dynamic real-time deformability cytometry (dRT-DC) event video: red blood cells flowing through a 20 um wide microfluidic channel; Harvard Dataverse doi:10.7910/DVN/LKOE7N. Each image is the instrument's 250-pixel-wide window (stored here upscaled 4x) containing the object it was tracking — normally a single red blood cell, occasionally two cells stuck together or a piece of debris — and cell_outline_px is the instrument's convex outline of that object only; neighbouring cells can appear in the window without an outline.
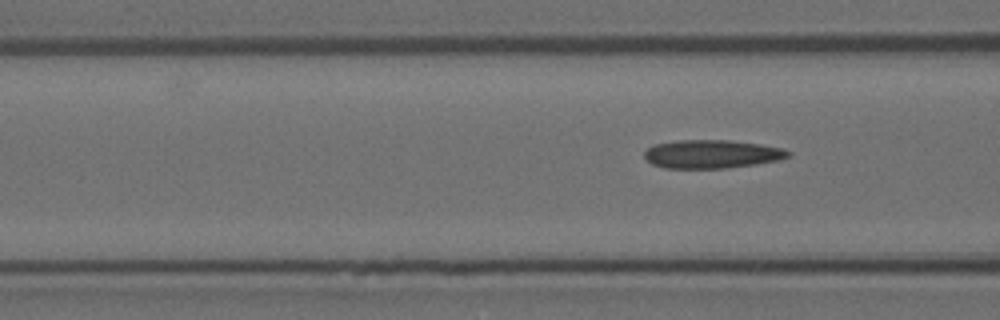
{"species": "Egyptian fruit bat (a non-hibernating species)", "species_latin": "Rousettus aegyptiacus", "temperature_condition": "room temperature", "stored_images_in_passage": 4, "segment_of_instrument_passage": [2, 2], "camera_frame_rate_fps": 3000, "um_per_image_px": 0.085, "animal": {"sex": "female"}, "frame": {"image": 1, "passage_image": 4, "time_ms": 1.0, "image_size_px": [1000, 320], "cell_outline_px": [[792, 152], [788, 156], [776, 160], [756, 164], [724, 168], [664, 168], [652, 164], [644, 156], [644, 152], [648, 148], [656, 144], [680, 140], [728, 140], [760, 144], [780, 148]], "centroid_in_image_um": [60.47, 13.09], "position_along_channel_um": 106.1, "area_um2": 23.52}}